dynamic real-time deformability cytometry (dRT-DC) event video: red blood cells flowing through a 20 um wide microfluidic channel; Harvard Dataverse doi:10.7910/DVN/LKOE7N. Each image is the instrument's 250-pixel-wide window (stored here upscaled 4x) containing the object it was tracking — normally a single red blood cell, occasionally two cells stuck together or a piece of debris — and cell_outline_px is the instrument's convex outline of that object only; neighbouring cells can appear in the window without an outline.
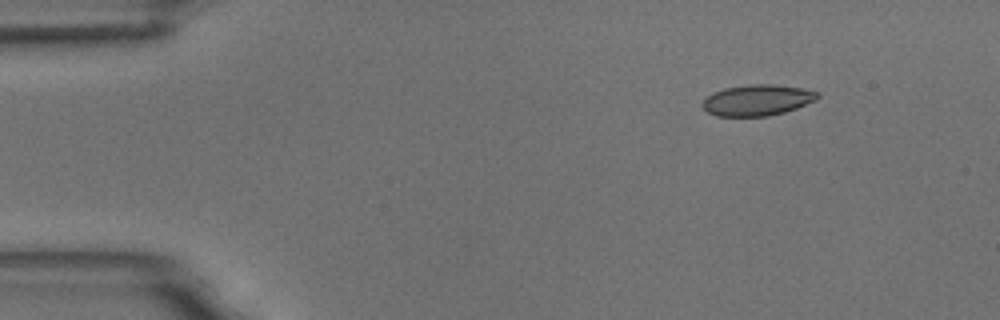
{"species": "common noctule bat (a hibernating species)", "species_latin": "Nyctalus noctula", "temperature_condition": "room temperature", "stored_images_in_passage": 6, "camera_frame_rate_fps": 3000, "um_per_image_px": 0.085, "animal": {"sex": "male", "body_mass_g": 18.8}, "frame": {"image": 1, "passage_image": 6, "time_ms": 6.667, "image_size_px": [1000, 320], "cell_outline_px": [[820, 96], [816, 100], [796, 108], [784, 112], [768, 116], [716, 116], [708, 112], [700, 104], [712, 92], [724, 88], [748, 84], [772, 84], [800, 88], [820, 92]], "centroid_in_image_um": [64.36, 8.51], "position_along_channel_um": 20.6, "area_um2": 20.81}}